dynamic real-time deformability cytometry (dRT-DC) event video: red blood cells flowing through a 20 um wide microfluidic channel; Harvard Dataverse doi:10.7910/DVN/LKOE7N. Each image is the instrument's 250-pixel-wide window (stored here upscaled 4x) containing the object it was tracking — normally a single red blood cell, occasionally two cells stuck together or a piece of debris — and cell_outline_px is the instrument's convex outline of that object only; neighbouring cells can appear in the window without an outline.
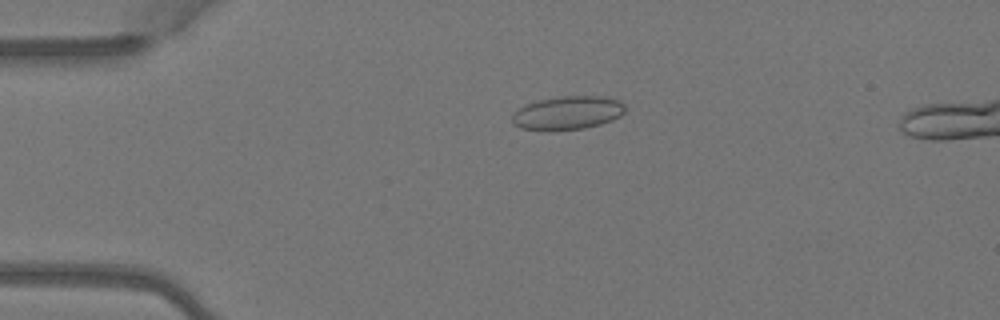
{"species": "Egyptian fruit bat (a non-hibernating species)", "species_latin": "Rousettus aegyptiacus", "temperature_condition": "warm", "stored_images_in_passage": 3, "camera_frame_rate_fps": 3000, "um_per_image_px": 0.085, "animal": {"sex": "female"}, "frame": {"image": 1, "passage_image": 2, "time_ms": 0.333, "image_size_px": [1000, 320], "cell_outline_px": [[624, 112], [620, 116], [612, 120], [600, 124], [584, 128], [520, 128], [512, 124], [512, 116], [524, 104], [540, 100], [564, 96], [604, 96], [620, 100], [624, 104]], "centroid_in_image_um": [48.3, 9.55], "position_along_channel_um": 36.7, "area_um2": 21.39}}